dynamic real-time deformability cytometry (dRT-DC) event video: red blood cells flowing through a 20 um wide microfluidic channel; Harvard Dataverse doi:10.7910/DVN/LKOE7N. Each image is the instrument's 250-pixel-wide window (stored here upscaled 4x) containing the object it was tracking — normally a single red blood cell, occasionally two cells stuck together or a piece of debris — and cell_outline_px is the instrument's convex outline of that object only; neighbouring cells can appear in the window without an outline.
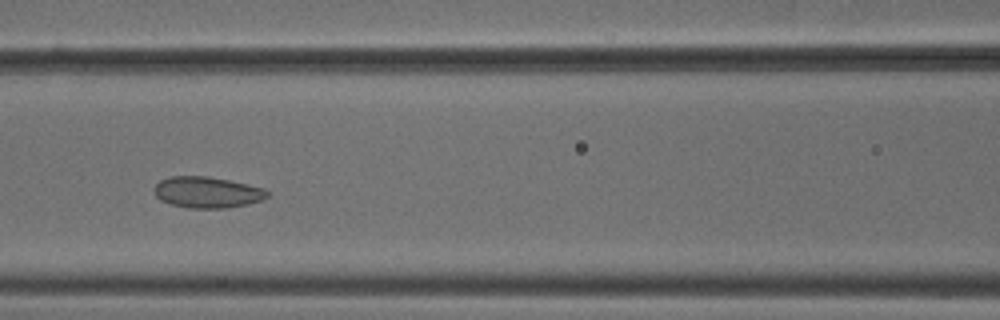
{"species": "common noctule bat (a hibernating species)", "species_latin": "Nyctalus noctula", "temperature_condition": "cold", "stored_images_in_passage": 5, "camera_frame_rate_fps": 3000, "um_per_image_px": 0.085, "animal": {"sex": "male", "body_mass_g": 18.8}, "frame": {"image": 1, "passage_image": 5, "time_ms": 1.333, "image_size_px": [1000, 320], "cell_outline_px": [[268, 196], [264, 200], [248, 204], [224, 208], [188, 208], [172, 204], [160, 200], [156, 196], [156, 184], [160, 180], [168, 176], [208, 176], [248, 184], [264, 188], [268, 192]], "centroid_in_image_um": [17.63, 16.34], "position_along_channel_um": 149.0, "area_um2": 20.52}}